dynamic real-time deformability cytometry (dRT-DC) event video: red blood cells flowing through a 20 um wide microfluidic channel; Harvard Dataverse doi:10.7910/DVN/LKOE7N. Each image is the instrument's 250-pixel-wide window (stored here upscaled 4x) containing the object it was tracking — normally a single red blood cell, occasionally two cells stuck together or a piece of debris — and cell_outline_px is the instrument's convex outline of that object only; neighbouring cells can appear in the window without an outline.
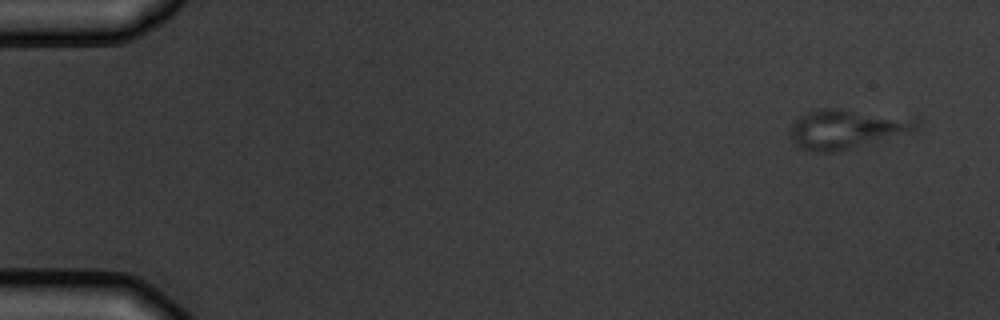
{"species": "common noctule bat (a hibernating species)", "species_latin": "Nyctalus noctula", "temperature_condition": "warm", "stored_images_in_passage": 5, "camera_frame_rate_fps": 3000, "um_per_image_px": 0.085, "animal": {"sex": "male", "body_mass_g": 19.5, "forearm_length_mm": 54.6}, "frame": {"image": 1, "passage_image": 1, "time_ms": 0.0, "image_size_px": [1000, 320], "cell_outline_px": [[924, 120], [916, 132], [840, 152], [812, 152], [796, 148], [788, 132], [792, 124], [800, 116], [808, 112], [824, 108], [836, 108], [916, 116]], "centroid_in_image_um": [72.11, 10.97], "position_along_channel_um": 12.9, "area_um2": 30.58}}